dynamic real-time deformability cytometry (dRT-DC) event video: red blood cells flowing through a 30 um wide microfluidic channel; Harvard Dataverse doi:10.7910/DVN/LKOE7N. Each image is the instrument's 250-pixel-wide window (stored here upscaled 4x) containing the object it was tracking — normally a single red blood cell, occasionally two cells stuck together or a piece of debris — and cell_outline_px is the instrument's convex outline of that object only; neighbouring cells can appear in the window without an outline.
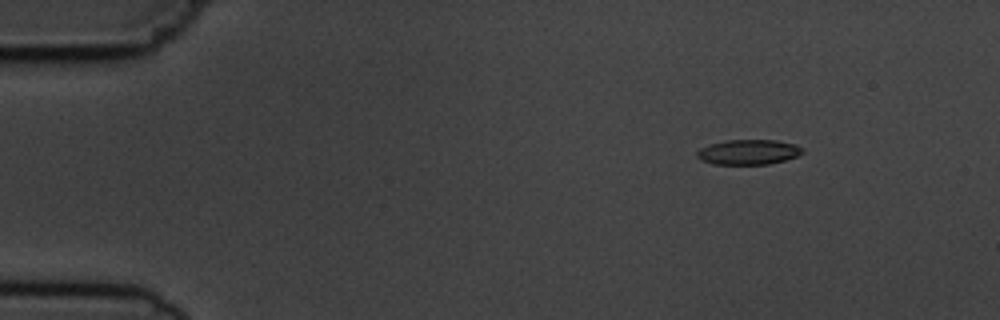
{"species": "common noctule bat (a hibernating species)", "species_latin": "Nyctalus noctula", "temperature_condition": "cold", "stored_images_in_passage": 7, "camera_frame_rate_fps": 3000, "um_per_image_px": 0.085, "animal": {"sex": "male", "body_mass_g": 19.5, "forearm_length_mm": 54.6}, "frame": {"image": 1, "passage_image": 1, "time_ms": 0.0, "image_size_px": [1000, 320], "cell_outline_px": [[804, 152], [796, 156], [784, 160], [768, 164], [712, 164], [700, 160], [696, 156], [696, 152], [700, 148], [708, 144], [724, 140], [776, 140], [796, 144]], "centroid_in_image_um": [63.56, 12.92], "position_along_channel_um": 21.4, "area_um2": 15.43}}
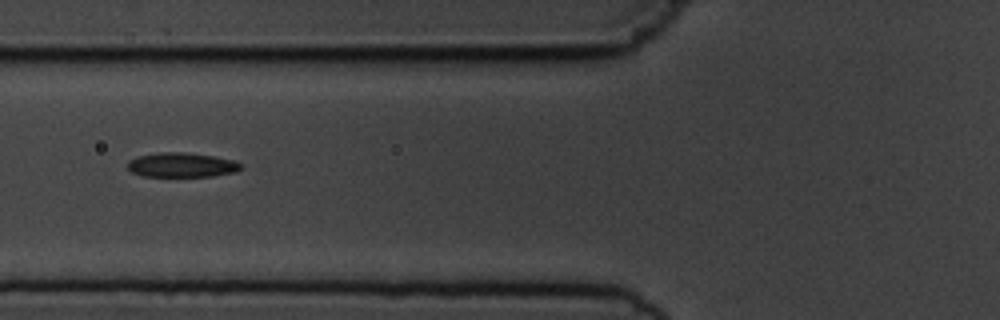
{"frame": {"image": 2, "passage_image": 5, "time_ms": 4.667, "image_size_px": [1000, 320], "cell_outline_px": [[244, 168], [236, 172], [212, 176], [140, 176], [132, 172], [128, 168], [128, 160], [140, 156], [160, 152], [184, 152], [212, 156], [232, 160], [240, 164]], "centroid_in_image_um": [15.44, 14.03], "position_along_channel_um": 110.4, "area_um2": 16.07}}
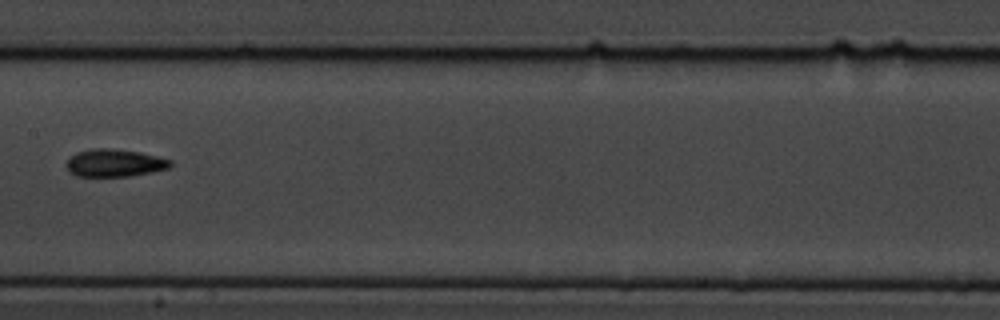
{"frame": {"image": 3, "passage_image": 7, "time_ms": 7.0, "image_size_px": [1000, 320], "cell_outline_px": [[172, 164], [168, 168], [152, 172], [128, 176], [76, 176], [68, 172], [64, 164], [76, 152], [92, 148], [112, 148], [140, 152], [172, 160]], "centroid_in_image_um": [9.7, 13.85], "position_along_channel_um": 197.7, "area_um2": 16.82}}